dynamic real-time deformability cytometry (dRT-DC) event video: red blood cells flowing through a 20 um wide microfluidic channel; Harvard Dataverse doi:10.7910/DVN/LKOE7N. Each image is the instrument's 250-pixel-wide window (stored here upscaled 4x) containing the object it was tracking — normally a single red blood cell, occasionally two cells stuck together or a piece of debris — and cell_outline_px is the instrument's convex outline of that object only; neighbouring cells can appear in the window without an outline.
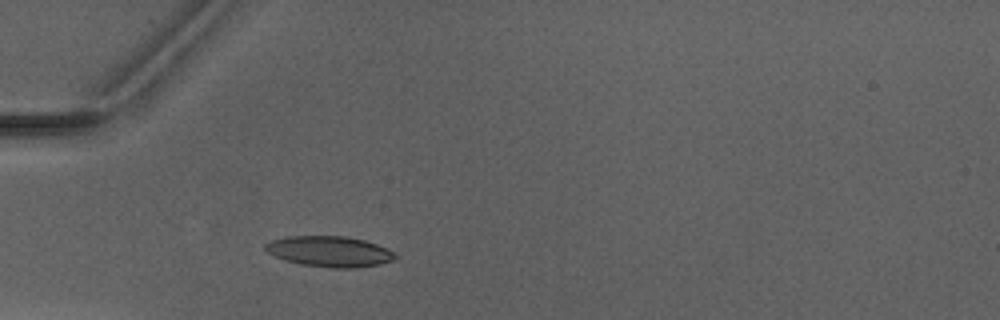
{"species": "Egyptian fruit bat (a non-hibernating species)", "species_latin": "Rousettus aegyptiacus", "temperature_condition": "warm", "stored_images_in_passage": 2, "camera_frame_rate_fps": 3000, "um_per_image_px": 0.085, "animal": {"sex": "male"}, "frame": {"image": 1, "passage_image": 2, "time_ms": 1.333, "image_size_px": [1000, 320], "cell_outline_px": [[396, 260], [380, 264], [352, 268], [336, 268], [300, 264], [284, 260], [268, 252], [264, 248], [264, 244], [272, 240], [288, 236], [348, 236], [364, 240], [376, 244], [392, 252], [396, 256]], "centroid_in_image_um": [28.0, 21.37], "position_along_channel_um": 57.0, "area_um2": 23.06}}